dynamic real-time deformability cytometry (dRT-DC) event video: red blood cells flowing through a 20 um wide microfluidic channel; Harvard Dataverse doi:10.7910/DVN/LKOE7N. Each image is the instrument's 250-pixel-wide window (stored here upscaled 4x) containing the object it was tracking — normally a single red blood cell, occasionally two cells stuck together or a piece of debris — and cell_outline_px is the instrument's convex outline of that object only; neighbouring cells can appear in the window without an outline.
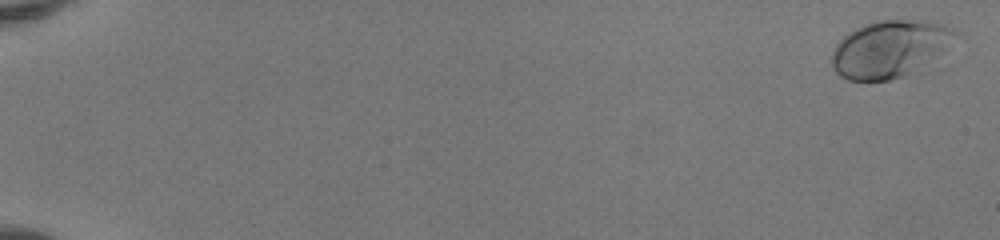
{"species": "human", "species_latin": "Homo sapiens", "temperature_condition": "room temperature", "stored_images_in_passage": 53, "camera_frame_rate_fps": 3000, "um_per_image_px": 0.085, "donor": {"sex": "female"}, "frame": {"image": 1, "passage_image": 2, "time_ms": 0.333, "image_size_px": [1000, 240], "cell_outline_px": [[960, 32], [912, 72], [904, 76], [888, 80], [848, 80], [840, 76], [832, 68], [832, 52], [836, 44], [848, 32], [856, 28], [876, 20], [932, 20], [952, 28]], "centroid_in_image_um": [75.53, 4.13], "position_along_channel_um": 9.5, "area_um2": 39.94}}
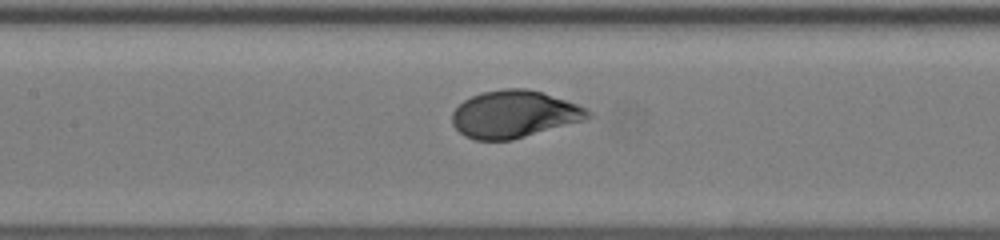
{"frame": {"image": 2, "passage_image": 28, "time_ms": 9.0, "image_size_px": [1000, 240], "cell_outline_px": [[596, 116], [584, 120], [512, 140], [476, 140], [464, 136], [452, 124], [452, 112], [464, 100], [480, 92], [504, 88], [528, 88], [544, 92], [588, 108]], "centroid_in_image_um": [43.74, 9.69], "position_along_channel_um": 163.7, "area_um2": 37.69}}
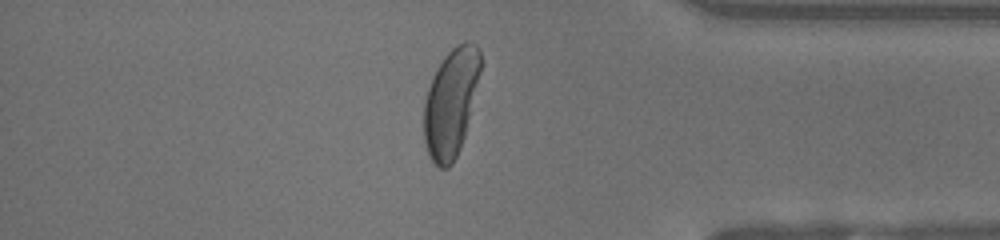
{"frame": {"image": 3, "passage_image": 46, "time_ms": 15.0, "image_size_px": [1000, 240], "cell_outline_px": [[480, 72], [464, 136], [460, 148], [452, 164], [448, 168], [440, 168], [428, 156], [424, 140], [424, 104], [428, 88], [432, 76], [444, 56], [456, 44], [464, 40], [468, 40], [476, 44], [480, 48]], "centroid_in_image_um": [38.31, 8.69], "position_along_channel_um": 396.9, "area_um2": 35.43}, "authors_computed_cell_mechanics": {"area_um2": 38.0902, "velocity_mm_per_s": 4.1233, "shape_relaxation_time_tau1_ms": 2.5154, "shape_relaxation_time_tau2_ms": null, "deformation_change_tau1": 0.1622, "deformation_change_tau2": null}}